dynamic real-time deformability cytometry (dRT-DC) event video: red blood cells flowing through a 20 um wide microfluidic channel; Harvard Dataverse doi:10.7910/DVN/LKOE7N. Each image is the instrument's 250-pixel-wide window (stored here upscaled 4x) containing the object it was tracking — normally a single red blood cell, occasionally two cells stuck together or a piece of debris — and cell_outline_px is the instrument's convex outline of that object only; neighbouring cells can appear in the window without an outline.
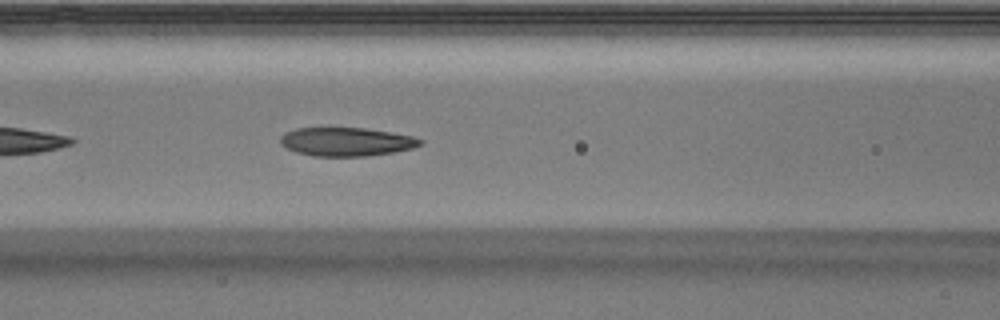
{"species": "Egyptian fruit bat (a non-hibernating species)", "species_latin": "Rousettus aegyptiacus", "temperature_condition": "warm", "stored_images_in_passage": 24, "camera_frame_rate_fps": 3000, "um_per_image_px": 0.085, "animal": {"sex": "male"}, "frame": {"image": 1, "passage_image": 8, "time_ms": 2.333, "image_size_px": [1000, 320], "cell_outline_px": [[424, 144], [412, 148], [392, 152], [364, 156], [312, 156], [296, 152], [280, 144], [280, 136], [284, 132], [296, 128], [364, 128], [392, 132], [412, 136], [424, 140]], "centroid_in_image_um": [29.44, 12.04], "position_along_channel_um": 137.2, "area_um2": 23.35}}